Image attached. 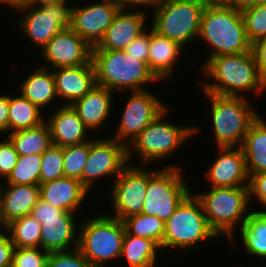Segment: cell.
Masks as SVG:
<instances>
[{
    "label": "cell",
    "instance_id": "obj_1",
    "mask_svg": "<svg viewBox=\"0 0 266 267\" xmlns=\"http://www.w3.org/2000/svg\"><path fill=\"white\" fill-rule=\"evenodd\" d=\"M201 69L206 78L208 76L213 79L212 83L204 82L202 89L206 92L246 97L245 93L253 91L254 94L261 95L266 89V80L260 75L251 50L240 54L214 56Z\"/></svg>",
    "mask_w": 266,
    "mask_h": 267
},
{
    "label": "cell",
    "instance_id": "obj_2",
    "mask_svg": "<svg viewBox=\"0 0 266 267\" xmlns=\"http://www.w3.org/2000/svg\"><path fill=\"white\" fill-rule=\"evenodd\" d=\"M198 38L213 49L206 62L214 56L246 53L252 45L241 11L222 3H206Z\"/></svg>",
    "mask_w": 266,
    "mask_h": 267
},
{
    "label": "cell",
    "instance_id": "obj_3",
    "mask_svg": "<svg viewBox=\"0 0 266 267\" xmlns=\"http://www.w3.org/2000/svg\"><path fill=\"white\" fill-rule=\"evenodd\" d=\"M96 85L115 90H145L144 84L160 80L148 64L128 55L124 50H92Z\"/></svg>",
    "mask_w": 266,
    "mask_h": 267
},
{
    "label": "cell",
    "instance_id": "obj_4",
    "mask_svg": "<svg viewBox=\"0 0 266 267\" xmlns=\"http://www.w3.org/2000/svg\"><path fill=\"white\" fill-rule=\"evenodd\" d=\"M195 196L203 206L211 229L218 237L226 235L227 239L230 238L231 246H234L235 227L240 223L242 226L249 215L247 211L251 202L249 200V188L211 187L209 191L195 194Z\"/></svg>",
    "mask_w": 266,
    "mask_h": 267
},
{
    "label": "cell",
    "instance_id": "obj_5",
    "mask_svg": "<svg viewBox=\"0 0 266 267\" xmlns=\"http://www.w3.org/2000/svg\"><path fill=\"white\" fill-rule=\"evenodd\" d=\"M211 101L212 128L218 147H241L251 124L260 114L244 96H223L204 91Z\"/></svg>",
    "mask_w": 266,
    "mask_h": 267
},
{
    "label": "cell",
    "instance_id": "obj_6",
    "mask_svg": "<svg viewBox=\"0 0 266 267\" xmlns=\"http://www.w3.org/2000/svg\"><path fill=\"white\" fill-rule=\"evenodd\" d=\"M206 2L204 0H164L151 3L152 29L185 48L197 39Z\"/></svg>",
    "mask_w": 266,
    "mask_h": 267
},
{
    "label": "cell",
    "instance_id": "obj_7",
    "mask_svg": "<svg viewBox=\"0 0 266 267\" xmlns=\"http://www.w3.org/2000/svg\"><path fill=\"white\" fill-rule=\"evenodd\" d=\"M89 219L81 223L78 249L92 267H107V261L121 258L124 223L107 214Z\"/></svg>",
    "mask_w": 266,
    "mask_h": 267
},
{
    "label": "cell",
    "instance_id": "obj_8",
    "mask_svg": "<svg viewBox=\"0 0 266 267\" xmlns=\"http://www.w3.org/2000/svg\"><path fill=\"white\" fill-rule=\"evenodd\" d=\"M167 110L168 107L127 146L128 163L134 151L144 164L164 159L198 132V127H184L163 120Z\"/></svg>",
    "mask_w": 266,
    "mask_h": 267
},
{
    "label": "cell",
    "instance_id": "obj_9",
    "mask_svg": "<svg viewBox=\"0 0 266 267\" xmlns=\"http://www.w3.org/2000/svg\"><path fill=\"white\" fill-rule=\"evenodd\" d=\"M214 237L218 236L208 224L200 200L190 193L165 222L163 248L187 250Z\"/></svg>",
    "mask_w": 266,
    "mask_h": 267
},
{
    "label": "cell",
    "instance_id": "obj_10",
    "mask_svg": "<svg viewBox=\"0 0 266 267\" xmlns=\"http://www.w3.org/2000/svg\"><path fill=\"white\" fill-rule=\"evenodd\" d=\"M181 167L169 165L148 171V186L142 214L158 216L166 222L180 203L191 193Z\"/></svg>",
    "mask_w": 266,
    "mask_h": 267
},
{
    "label": "cell",
    "instance_id": "obj_11",
    "mask_svg": "<svg viewBox=\"0 0 266 267\" xmlns=\"http://www.w3.org/2000/svg\"><path fill=\"white\" fill-rule=\"evenodd\" d=\"M67 3L62 1L41 7L27 5L17 10L25 14L18 25L35 47L42 49L53 36L70 28L73 5Z\"/></svg>",
    "mask_w": 266,
    "mask_h": 267
},
{
    "label": "cell",
    "instance_id": "obj_12",
    "mask_svg": "<svg viewBox=\"0 0 266 267\" xmlns=\"http://www.w3.org/2000/svg\"><path fill=\"white\" fill-rule=\"evenodd\" d=\"M94 139V140H93ZM91 138L89 154L82 170L81 183L90 191L96 179H115L128 165L127 145L111 138Z\"/></svg>",
    "mask_w": 266,
    "mask_h": 267
},
{
    "label": "cell",
    "instance_id": "obj_13",
    "mask_svg": "<svg viewBox=\"0 0 266 267\" xmlns=\"http://www.w3.org/2000/svg\"><path fill=\"white\" fill-rule=\"evenodd\" d=\"M141 166L128 164L114 179L111 203L116 214L112 217L123 221L129 216L142 213L148 186V170Z\"/></svg>",
    "mask_w": 266,
    "mask_h": 267
},
{
    "label": "cell",
    "instance_id": "obj_14",
    "mask_svg": "<svg viewBox=\"0 0 266 267\" xmlns=\"http://www.w3.org/2000/svg\"><path fill=\"white\" fill-rule=\"evenodd\" d=\"M151 91H132L113 139L129 145L167 106ZM127 141V142H126Z\"/></svg>",
    "mask_w": 266,
    "mask_h": 267
},
{
    "label": "cell",
    "instance_id": "obj_15",
    "mask_svg": "<svg viewBox=\"0 0 266 267\" xmlns=\"http://www.w3.org/2000/svg\"><path fill=\"white\" fill-rule=\"evenodd\" d=\"M41 51L53 69L82 66L92 60V47L71 28L53 36Z\"/></svg>",
    "mask_w": 266,
    "mask_h": 267
},
{
    "label": "cell",
    "instance_id": "obj_16",
    "mask_svg": "<svg viewBox=\"0 0 266 267\" xmlns=\"http://www.w3.org/2000/svg\"><path fill=\"white\" fill-rule=\"evenodd\" d=\"M118 12L119 9L106 0L81 7L73 5L70 28L94 47L103 39Z\"/></svg>",
    "mask_w": 266,
    "mask_h": 267
},
{
    "label": "cell",
    "instance_id": "obj_17",
    "mask_svg": "<svg viewBox=\"0 0 266 267\" xmlns=\"http://www.w3.org/2000/svg\"><path fill=\"white\" fill-rule=\"evenodd\" d=\"M218 157L205 172L210 187H248L249 175L241 147H218Z\"/></svg>",
    "mask_w": 266,
    "mask_h": 267
},
{
    "label": "cell",
    "instance_id": "obj_18",
    "mask_svg": "<svg viewBox=\"0 0 266 267\" xmlns=\"http://www.w3.org/2000/svg\"><path fill=\"white\" fill-rule=\"evenodd\" d=\"M146 12L148 11L143 8L134 12L119 10L103 39L97 46L92 47V50H124L131 41L146 30Z\"/></svg>",
    "mask_w": 266,
    "mask_h": 267
},
{
    "label": "cell",
    "instance_id": "obj_19",
    "mask_svg": "<svg viewBox=\"0 0 266 267\" xmlns=\"http://www.w3.org/2000/svg\"><path fill=\"white\" fill-rule=\"evenodd\" d=\"M41 224L40 248L47 252L78 248L79 232L75 213L64 212L57 218L36 219ZM71 247V249H70Z\"/></svg>",
    "mask_w": 266,
    "mask_h": 267
},
{
    "label": "cell",
    "instance_id": "obj_20",
    "mask_svg": "<svg viewBox=\"0 0 266 267\" xmlns=\"http://www.w3.org/2000/svg\"><path fill=\"white\" fill-rule=\"evenodd\" d=\"M56 94L64 105H72L96 86V75L92 60L82 66L63 67L52 70ZM63 98V99H62Z\"/></svg>",
    "mask_w": 266,
    "mask_h": 267
},
{
    "label": "cell",
    "instance_id": "obj_21",
    "mask_svg": "<svg viewBox=\"0 0 266 267\" xmlns=\"http://www.w3.org/2000/svg\"><path fill=\"white\" fill-rule=\"evenodd\" d=\"M45 120L51 132L52 144L60 147L80 145L88 142L90 131L80 120L72 105H62Z\"/></svg>",
    "mask_w": 266,
    "mask_h": 267
},
{
    "label": "cell",
    "instance_id": "obj_22",
    "mask_svg": "<svg viewBox=\"0 0 266 267\" xmlns=\"http://www.w3.org/2000/svg\"><path fill=\"white\" fill-rule=\"evenodd\" d=\"M39 191L47 203L70 213L79 210L89 193L78 179L66 176L39 184Z\"/></svg>",
    "mask_w": 266,
    "mask_h": 267
},
{
    "label": "cell",
    "instance_id": "obj_23",
    "mask_svg": "<svg viewBox=\"0 0 266 267\" xmlns=\"http://www.w3.org/2000/svg\"><path fill=\"white\" fill-rule=\"evenodd\" d=\"M112 93L111 90L96 85L72 104L80 120L92 132L102 128L109 118L113 104Z\"/></svg>",
    "mask_w": 266,
    "mask_h": 267
},
{
    "label": "cell",
    "instance_id": "obj_24",
    "mask_svg": "<svg viewBox=\"0 0 266 267\" xmlns=\"http://www.w3.org/2000/svg\"><path fill=\"white\" fill-rule=\"evenodd\" d=\"M183 48L177 42L158 34L150 28L147 64L159 80H164V78H169L172 75Z\"/></svg>",
    "mask_w": 266,
    "mask_h": 267
},
{
    "label": "cell",
    "instance_id": "obj_25",
    "mask_svg": "<svg viewBox=\"0 0 266 267\" xmlns=\"http://www.w3.org/2000/svg\"><path fill=\"white\" fill-rule=\"evenodd\" d=\"M2 185L0 183L5 222L9 224L16 218L30 214L40 198L39 185L7 184L5 189Z\"/></svg>",
    "mask_w": 266,
    "mask_h": 267
},
{
    "label": "cell",
    "instance_id": "obj_26",
    "mask_svg": "<svg viewBox=\"0 0 266 267\" xmlns=\"http://www.w3.org/2000/svg\"><path fill=\"white\" fill-rule=\"evenodd\" d=\"M48 66L36 68L24 78L20 87V94L40 109L49 106L57 97L52 67L49 69Z\"/></svg>",
    "mask_w": 266,
    "mask_h": 267
},
{
    "label": "cell",
    "instance_id": "obj_27",
    "mask_svg": "<svg viewBox=\"0 0 266 267\" xmlns=\"http://www.w3.org/2000/svg\"><path fill=\"white\" fill-rule=\"evenodd\" d=\"M249 177L266 172V121L259 117L251 124L241 145Z\"/></svg>",
    "mask_w": 266,
    "mask_h": 267
},
{
    "label": "cell",
    "instance_id": "obj_28",
    "mask_svg": "<svg viewBox=\"0 0 266 267\" xmlns=\"http://www.w3.org/2000/svg\"><path fill=\"white\" fill-rule=\"evenodd\" d=\"M18 156L43 154L52 146L51 132L47 122L39 126L8 133Z\"/></svg>",
    "mask_w": 266,
    "mask_h": 267
},
{
    "label": "cell",
    "instance_id": "obj_29",
    "mask_svg": "<svg viewBox=\"0 0 266 267\" xmlns=\"http://www.w3.org/2000/svg\"><path fill=\"white\" fill-rule=\"evenodd\" d=\"M160 248L151 239L130 235L125 231L121 257H125L129 267H154Z\"/></svg>",
    "mask_w": 266,
    "mask_h": 267
},
{
    "label": "cell",
    "instance_id": "obj_30",
    "mask_svg": "<svg viewBox=\"0 0 266 267\" xmlns=\"http://www.w3.org/2000/svg\"><path fill=\"white\" fill-rule=\"evenodd\" d=\"M240 228L245 250L252 256L266 258V210L249 211Z\"/></svg>",
    "mask_w": 266,
    "mask_h": 267
},
{
    "label": "cell",
    "instance_id": "obj_31",
    "mask_svg": "<svg viewBox=\"0 0 266 267\" xmlns=\"http://www.w3.org/2000/svg\"><path fill=\"white\" fill-rule=\"evenodd\" d=\"M43 110L24 98L9 95L8 132L24 130L39 126L45 122Z\"/></svg>",
    "mask_w": 266,
    "mask_h": 267
},
{
    "label": "cell",
    "instance_id": "obj_32",
    "mask_svg": "<svg viewBox=\"0 0 266 267\" xmlns=\"http://www.w3.org/2000/svg\"><path fill=\"white\" fill-rule=\"evenodd\" d=\"M123 223L128 234L151 239L163 248L165 222L158 216L141 213L125 218Z\"/></svg>",
    "mask_w": 266,
    "mask_h": 267
},
{
    "label": "cell",
    "instance_id": "obj_33",
    "mask_svg": "<svg viewBox=\"0 0 266 267\" xmlns=\"http://www.w3.org/2000/svg\"><path fill=\"white\" fill-rule=\"evenodd\" d=\"M41 224L28 214L7 225V233L14 247H40Z\"/></svg>",
    "mask_w": 266,
    "mask_h": 267
},
{
    "label": "cell",
    "instance_id": "obj_34",
    "mask_svg": "<svg viewBox=\"0 0 266 267\" xmlns=\"http://www.w3.org/2000/svg\"><path fill=\"white\" fill-rule=\"evenodd\" d=\"M42 154L19 156L6 184L39 185Z\"/></svg>",
    "mask_w": 266,
    "mask_h": 267
},
{
    "label": "cell",
    "instance_id": "obj_35",
    "mask_svg": "<svg viewBox=\"0 0 266 267\" xmlns=\"http://www.w3.org/2000/svg\"><path fill=\"white\" fill-rule=\"evenodd\" d=\"M89 154V141L80 145L63 147L64 176L81 182L82 170Z\"/></svg>",
    "mask_w": 266,
    "mask_h": 267
},
{
    "label": "cell",
    "instance_id": "obj_36",
    "mask_svg": "<svg viewBox=\"0 0 266 267\" xmlns=\"http://www.w3.org/2000/svg\"><path fill=\"white\" fill-rule=\"evenodd\" d=\"M63 147L52 145L42 154L40 184L64 177Z\"/></svg>",
    "mask_w": 266,
    "mask_h": 267
},
{
    "label": "cell",
    "instance_id": "obj_37",
    "mask_svg": "<svg viewBox=\"0 0 266 267\" xmlns=\"http://www.w3.org/2000/svg\"><path fill=\"white\" fill-rule=\"evenodd\" d=\"M251 43L266 36V5H254L241 11Z\"/></svg>",
    "mask_w": 266,
    "mask_h": 267
},
{
    "label": "cell",
    "instance_id": "obj_38",
    "mask_svg": "<svg viewBox=\"0 0 266 267\" xmlns=\"http://www.w3.org/2000/svg\"><path fill=\"white\" fill-rule=\"evenodd\" d=\"M48 255L40 247H14L11 267H46Z\"/></svg>",
    "mask_w": 266,
    "mask_h": 267
},
{
    "label": "cell",
    "instance_id": "obj_39",
    "mask_svg": "<svg viewBox=\"0 0 266 267\" xmlns=\"http://www.w3.org/2000/svg\"><path fill=\"white\" fill-rule=\"evenodd\" d=\"M46 267H92L88 259L78 248L50 252L47 258Z\"/></svg>",
    "mask_w": 266,
    "mask_h": 267
},
{
    "label": "cell",
    "instance_id": "obj_40",
    "mask_svg": "<svg viewBox=\"0 0 266 267\" xmlns=\"http://www.w3.org/2000/svg\"><path fill=\"white\" fill-rule=\"evenodd\" d=\"M18 153L13 143L7 137L0 142V178L7 179L18 161ZM0 183L1 179H0Z\"/></svg>",
    "mask_w": 266,
    "mask_h": 267
},
{
    "label": "cell",
    "instance_id": "obj_41",
    "mask_svg": "<svg viewBox=\"0 0 266 267\" xmlns=\"http://www.w3.org/2000/svg\"><path fill=\"white\" fill-rule=\"evenodd\" d=\"M150 47V30L144 31L133 41H131L124 51L130 55L136 57L138 60H142L147 63L148 53Z\"/></svg>",
    "mask_w": 266,
    "mask_h": 267
},
{
    "label": "cell",
    "instance_id": "obj_42",
    "mask_svg": "<svg viewBox=\"0 0 266 267\" xmlns=\"http://www.w3.org/2000/svg\"><path fill=\"white\" fill-rule=\"evenodd\" d=\"M248 188L249 200L256 197L255 199L258 200L259 204L265 206L266 209V172L251 175Z\"/></svg>",
    "mask_w": 266,
    "mask_h": 267
},
{
    "label": "cell",
    "instance_id": "obj_43",
    "mask_svg": "<svg viewBox=\"0 0 266 267\" xmlns=\"http://www.w3.org/2000/svg\"><path fill=\"white\" fill-rule=\"evenodd\" d=\"M64 212L65 211L61 208L52 206L42 198H39V200L31 210L30 215H32L35 219H50L57 218Z\"/></svg>",
    "mask_w": 266,
    "mask_h": 267
},
{
    "label": "cell",
    "instance_id": "obj_44",
    "mask_svg": "<svg viewBox=\"0 0 266 267\" xmlns=\"http://www.w3.org/2000/svg\"><path fill=\"white\" fill-rule=\"evenodd\" d=\"M251 51L260 75L266 80V36L253 42Z\"/></svg>",
    "mask_w": 266,
    "mask_h": 267
},
{
    "label": "cell",
    "instance_id": "obj_45",
    "mask_svg": "<svg viewBox=\"0 0 266 267\" xmlns=\"http://www.w3.org/2000/svg\"><path fill=\"white\" fill-rule=\"evenodd\" d=\"M14 245L11 242L8 233L0 235V267L12 266V254Z\"/></svg>",
    "mask_w": 266,
    "mask_h": 267
},
{
    "label": "cell",
    "instance_id": "obj_46",
    "mask_svg": "<svg viewBox=\"0 0 266 267\" xmlns=\"http://www.w3.org/2000/svg\"><path fill=\"white\" fill-rule=\"evenodd\" d=\"M9 95H0V132H8ZM1 134V133H0Z\"/></svg>",
    "mask_w": 266,
    "mask_h": 267
},
{
    "label": "cell",
    "instance_id": "obj_47",
    "mask_svg": "<svg viewBox=\"0 0 266 267\" xmlns=\"http://www.w3.org/2000/svg\"><path fill=\"white\" fill-rule=\"evenodd\" d=\"M114 4L119 10H126L129 6H138V8L144 5L149 7L151 5L150 0H106ZM129 5V6H128Z\"/></svg>",
    "mask_w": 266,
    "mask_h": 267
},
{
    "label": "cell",
    "instance_id": "obj_48",
    "mask_svg": "<svg viewBox=\"0 0 266 267\" xmlns=\"http://www.w3.org/2000/svg\"><path fill=\"white\" fill-rule=\"evenodd\" d=\"M222 4L232 7L235 10L243 11L246 8L256 5L257 0H225Z\"/></svg>",
    "mask_w": 266,
    "mask_h": 267
},
{
    "label": "cell",
    "instance_id": "obj_49",
    "mask_svg": "<svg viewBox=\"0 0 266 267\" xmlns=\"http://www.w3.org/2000/svg\"><path fill=\"white\" fill-rule=\"evenodd\" d=\"M0 3H3L4 5L7 4L6 6L19 10L28 5V0H0Z\"/></svg>",
    "mask_w": 266,
    "mask_h": 267
},
{
    "label": "cell",
    "instance_id": "obj_50",
    "mask_svg": "<svg viewBox=\"0 0 266 267\" xmlns=\"http://www.w3.org/2000/svg\"><path fill=\"white\" fill-rule=\"evenodd\" d=\"M62 1H67V0H28V5L41 7V6H45V5L56 3V2H62Z\"/></svg>",
    "mask_w": 266,
    "mask_h": 267
},
{
    "label": "cell",
    "instance_id": "obj_51",
    "mask_svg": "<svg viewBox=\"0 0 266 267\" xmlns=\"http://www.w3.org/2000/svg\"><path fill=\"white\" fill-rule=\"evenodd\" d=\"M7 225L8 224L5 222V219L3 217L2 196L0 193V235H3L5 232H7ZM4 229H6L5 232H4Z\"/></svg>",
    "mask_w": 266,
    "mask_h": 267
},
{
    "label": "cell",
    "instance_id": "obj_52",
    "mask_svg": "<svg viewBox=\"0 0 266 267\" xmlns=\"http://www.w3.org/2000/svg\"><path fill=\"white\" fill-rule=\"evenodd\" d=\"M206 3H223L225 0H204Z\"/></svg>",
    "mask_w": 266,
    "mask_h": 267
},
{
    "label": "cell",
    "instance_id": "obj_53",
    "mask_svg": "<svg viewBox=\"0 0 266 267\" xmlns=\"http://www.w3.org/2000/svg\"><path fill=\"white\" fill-rule=\"evenodd\" d=\"M258 5H266V0H257Z\"/></svg>",
    "mask_w": 266,
    "mask_h": 267
},
{
    "label": "cell",
    "instance_id": "obj_54",
    "mask_svg": "<svg viewBox=\"0 0 266 267\" xmlns=\"http://www.w3.org/2000/svg\"><path fill=\"white\" fill-rule=\"evenodd\" d=\"M151 3H158V2H161V1H164V0H150Z\"/></svg>",
    "mask_w": 266,
    "mask_h": 267
}]
</instances>
